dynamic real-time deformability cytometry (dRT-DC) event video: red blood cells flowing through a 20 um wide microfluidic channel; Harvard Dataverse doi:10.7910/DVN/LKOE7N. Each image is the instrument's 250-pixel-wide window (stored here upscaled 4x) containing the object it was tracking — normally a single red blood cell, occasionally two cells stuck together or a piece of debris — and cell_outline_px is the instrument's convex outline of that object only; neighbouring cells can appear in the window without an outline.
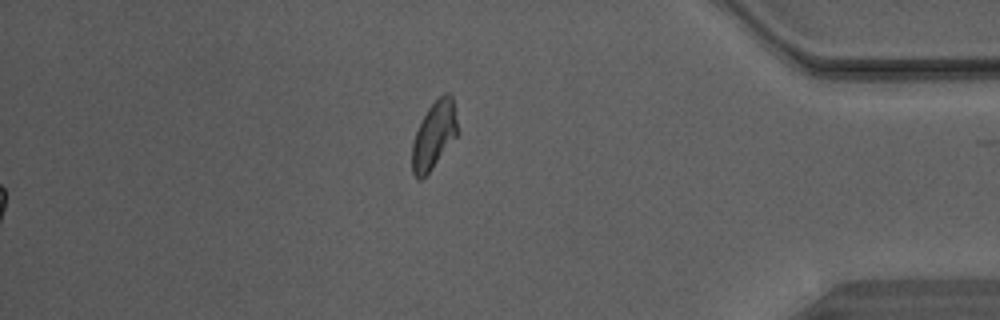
{"species": "Egyptian fruit bat (a non-hibernating species)", "species_latin": "Rousettus aegyptiacus", "temperature_condition": "warm", "stored_images_in_passage": 34, "segment_of_instrument_passage": [2, 2], "camera_frame_rate_fps": 3000, "um_per_image_px": 0.085, "animal": {"sex": "male"}, "frame": {"image": 1, "passage_image": 34, "time_ms": 11.0, "image_size_px": [1000, 320], "cell_outline_px": [[460, 132], [432, 168], [420, 180], [416, 180], [412, 172], [412, 144], [416, 132], [428, 108], [444, 92], [448, 92], [452, 96]], "centroid_in_image_um": [36.91, 11.49], "position_along_channel_um": 398.3, "area_um2": 17.8}}